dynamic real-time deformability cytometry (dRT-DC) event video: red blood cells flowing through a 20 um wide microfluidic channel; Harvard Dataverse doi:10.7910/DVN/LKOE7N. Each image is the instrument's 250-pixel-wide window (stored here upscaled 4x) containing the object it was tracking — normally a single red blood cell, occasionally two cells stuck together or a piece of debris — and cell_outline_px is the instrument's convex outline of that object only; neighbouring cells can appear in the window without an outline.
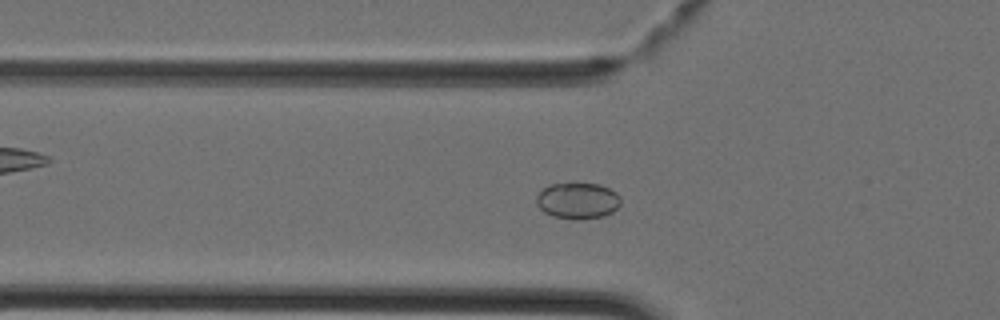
{"species": "Egyptian fruit bat (a non-hibernating species)", "species_latin": "Rousettus aegyptiacus", "temperature_condition": "cold", "stored_images_in_passage": 40, "camera_frame_rate_fps": 3000, "um_per_image_px": 0.085, "animal": {"sex": "female"}, "frame": {"image": 1, "passage_image": 11, "time_ms": 3.333, "image_size_px": [1000, 320], "cell_outline_px": [[620, 204], [612, 212], [604, 216], [552, 216], [544, 212], [536, 204], [536, 196], [548, 184], [600, 184], [616, 192], [620, 196]], "centroid_in_image_um": [49.1, 17.01], "position_along_channel_um": 76.7, "area_um2": 16.99}}
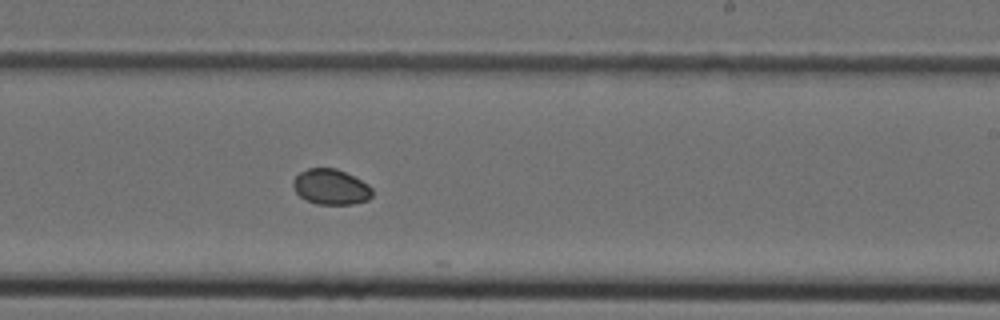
{"frame": {"image": 2, "passage_image": 23, "time_ms": 7.333, "image_size_px": [1000, 320], "cell_outline_px": [[372, 196], [368, 200], [352, 204], [316, 204], [300, 196], [296, 192], [292, 184], [292, 180], [300, 172], [308, 168], [336, 168], [368, 184], [372, 188]], "centroid_in_image_um": [28.11, 15.89], "position_along_channel_um": 260.9, "area_um2": 16.24}}
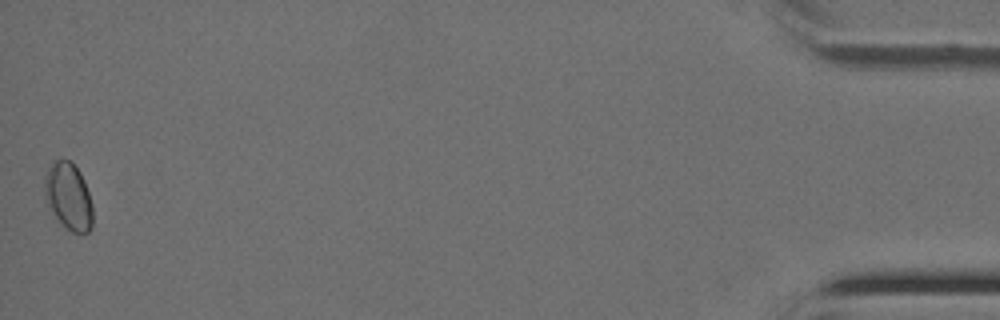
{"frame": {"image": 3, "passage_image": 40, "time_ms": 13.0, "image_size_px": [1000, 320], "cell_outline_px": [[92, 228], [88, 232], [72, 232], [56, 216], [48, 204], [44, 196], [44, 176], [48, 168], [56, 160], [68, 160], [80, 172], [84, 180], [92, 204]], "centroid_in_image_um": [5.82, 16.67], "position_along_channel_um": 429.4, "area_um2": 18.38}}